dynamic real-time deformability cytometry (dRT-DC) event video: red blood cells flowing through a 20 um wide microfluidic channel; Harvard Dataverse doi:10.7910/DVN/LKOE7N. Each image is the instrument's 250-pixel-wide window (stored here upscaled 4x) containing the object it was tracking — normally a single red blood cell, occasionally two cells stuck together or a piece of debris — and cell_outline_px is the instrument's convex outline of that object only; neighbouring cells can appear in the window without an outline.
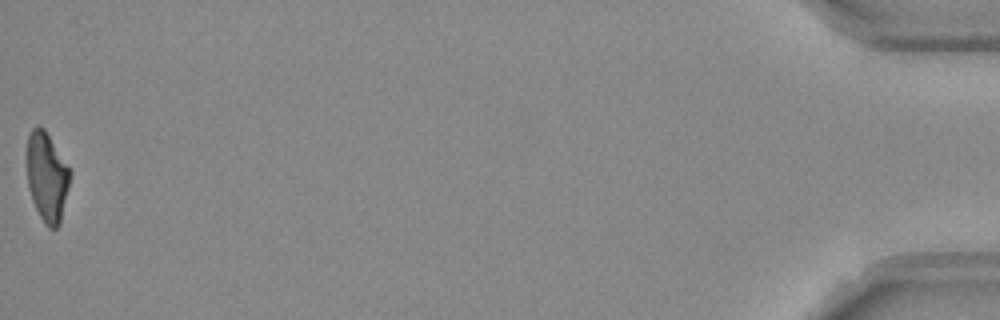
{"species": "Egyptian fruit bat (a non-hibernating species)", "species_latin": "Rousettus aegyptiacus", "temperature_condition": "room temperature", "stored_images_in_passage": 53, "camera_frame_rate_fps": 3000, "um_per_image_px": 0.085, "frame": {"image": 1, "passage_image": 53, "time_ms": 17.333, "image_size_px": [1000, 320], "cell_outline_px": [[72, 172], [60, 224], [56, 228], [48, 228], [40, 216], [32, 200], [28, 188], [28, 136], [32, 128], [36, 124], [44, 128]], "centroid_in_image_um": [4.01, 15.04], "position_along_channel_um": 431.2, "area_um2": 22.25}, "authors_computed_cell_mechanics": {"area_um2": 23.2356, "velocity_mm_per_s": 3.7476, "shape_relaxation_time_tau1_ms": 7.713, "shape_relaxation_time_tau2_ms": 4.7926, "deformation_change_tau1": 0.2108, "deformation_change_tau2": 0.1372}}